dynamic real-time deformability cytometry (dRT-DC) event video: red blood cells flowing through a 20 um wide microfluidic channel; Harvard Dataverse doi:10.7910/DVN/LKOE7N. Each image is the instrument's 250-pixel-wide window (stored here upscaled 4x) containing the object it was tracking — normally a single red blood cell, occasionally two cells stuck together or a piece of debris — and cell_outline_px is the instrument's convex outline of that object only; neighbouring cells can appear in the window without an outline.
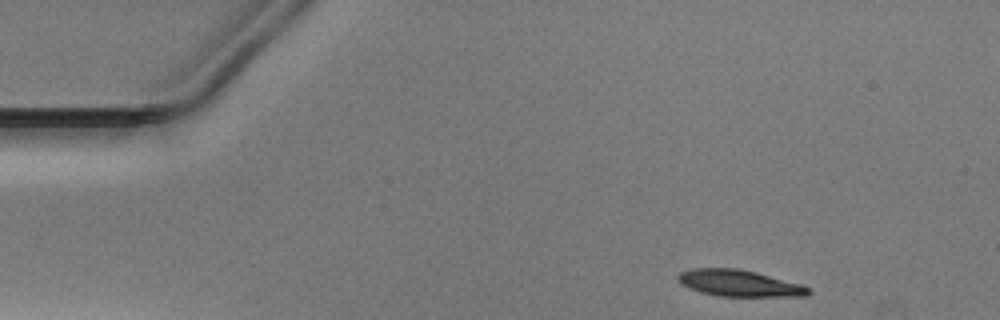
{"species": "Egyptian fruit bat (a non-hibernating species)", "species_latin": "Rousettus aegyptiacus", "temperature_condition": "warm", "stored_images_in_passage": 36, "camera_frame_rate_fps": 3000, "um_per_image_px": 0.085, "animal": {"sex": "male"}, "frame": {"image": 1, "passage_image": 1, "time_ms": 0.0, "image_size_px": [1000, 320], "cell_outline_px": [[812, 292], [808, 296], [720, 296], [700, 292], [688, 288], [680, 284], [676, 280], [676, 276], [680, 272], [692, 268], [740, 268], [804, 284], [812, 288]], "centroid_in_image_um": [62.86, 24.07], "position_along_channel_um": 22.1, "area_um2": 20.58}}
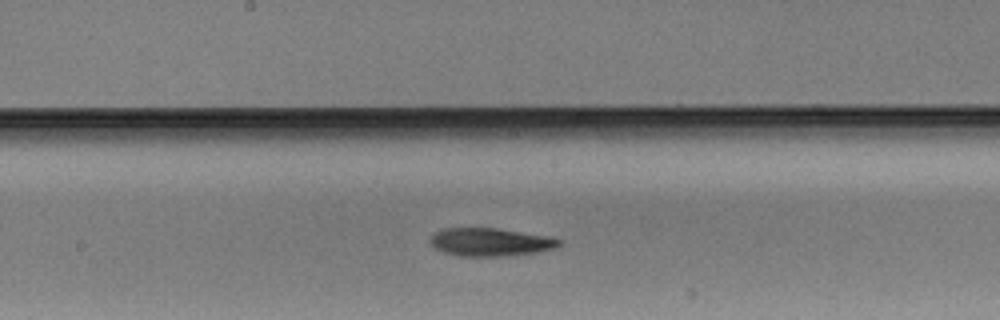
{"frame": {"image": 2, "passage_image": 21, "time_ms": 6.667, "image_size_px": [1000, 320], "cell_outline_px": [[564, 240], [556, 248], [536, 252], [504, 256], [456, 256], [444, 252], [436, 248], [428, 240], [436, 232], [444, 228], [496, 228], [556, 236]], "centroid_in_image_um": [41.76, 20.56], "position_along_channel_um": 206.4, "area_um2": 21.39}}
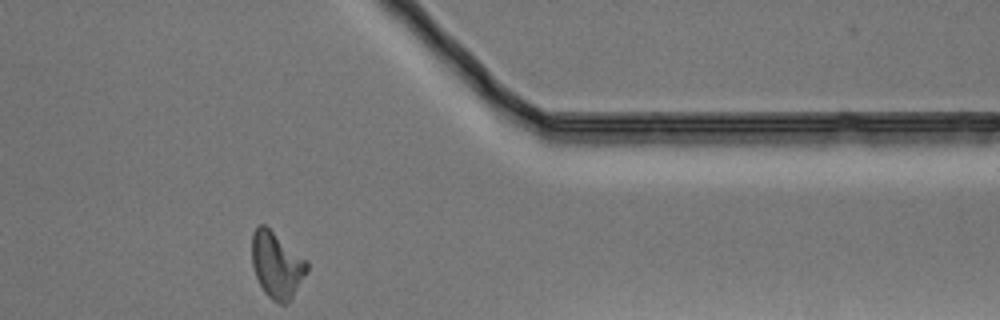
{"frame": {"image": 3, "passage_image": 36, "time_ms": 11.667, "image_size_px": [1000, 320], "cell_outline_px": [[308, 272], [292, 296], [284, 304], [280, 304], [272, 300], [264, 292], [256, 276], [252, 264], [252, 232], [256, 224], [264, 224], [308, 260]], "centroid_in_image_um": [23.52, 22.49], "position_along_channel_um": 387.9, "area_um2": 21.27}}